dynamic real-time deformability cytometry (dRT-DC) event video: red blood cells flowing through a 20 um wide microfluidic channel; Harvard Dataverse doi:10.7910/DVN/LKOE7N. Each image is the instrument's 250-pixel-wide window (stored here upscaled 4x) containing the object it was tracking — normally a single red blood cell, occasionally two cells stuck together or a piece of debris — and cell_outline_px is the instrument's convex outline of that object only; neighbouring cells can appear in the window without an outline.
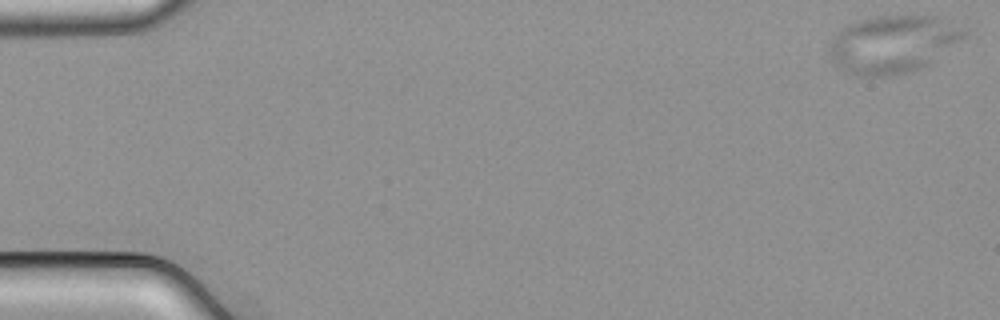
{"species": "common noctule bat (a hibernating species)", "species_latin": "Nyctalus noctula", "temperature_condition": "cold", "stored_images_in_passage": 10, "camera_frame_rate_fps": 3000, "um_per_image_px": 0.085, "animal": {"sex": "male", "body_mass_g": 21.5, "forearm_length_mm": 52.0}, "frame": {"image": 1, "passage_image": 1, "time_ms": 0.0, "image_size_px": [1000, 320], "cell_outline_px": [[968, 36], [920, 68], [908, 72], [892, 76], [860, 76], [848, 72], [840, 68], [832, 60], [828, 52], [828, 48], [832, 36], [844, 28], [860, 20], [880, 16], [936, 16], [968, 28]], "centroid_in_image_um": [75.91, 3.75], "position_along_channel_um": 9.1, "area_um2": 45.08}}